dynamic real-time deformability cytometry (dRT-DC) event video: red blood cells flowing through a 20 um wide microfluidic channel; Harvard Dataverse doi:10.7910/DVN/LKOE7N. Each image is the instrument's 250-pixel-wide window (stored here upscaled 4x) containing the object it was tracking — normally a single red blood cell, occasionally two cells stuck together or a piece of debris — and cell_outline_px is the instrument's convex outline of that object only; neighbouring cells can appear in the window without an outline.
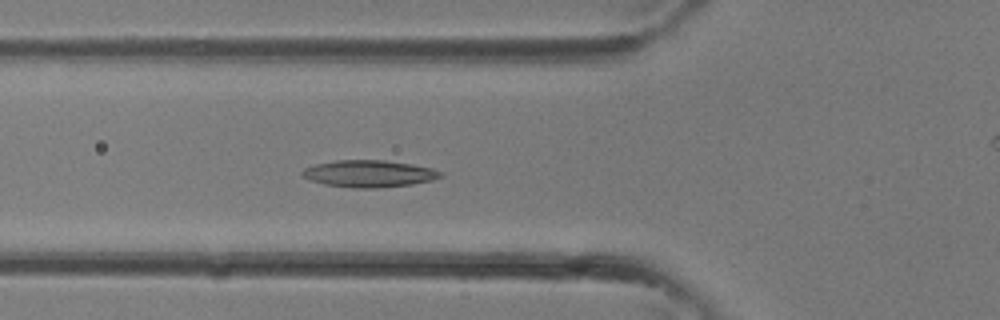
{"species": "common noctule bat (a hibernating species)", "species_latin": "Nyctalus noctula", "temperature_condition": "room temperature", "stored_images_in_passage": 30, "camera_frame_rate_fps": 3000, "um_per_image_px": 0.085, "animal": {"sex": "female"}, "frame": {"image": 1, "passage_image": 7, "time_ms": 2.0, "image_size_px": [1000, 320], "cell_outline_px": [[444, 176], [432, 180], [412, 184], [376, 188], [352, 188], [324, 184], [308, 180], [300, 176], [300, 172], [304, 168], [316, 164], [336, 160], [384, 160], [412, 164], [432, 168], [444, 172]], "centroid_in_image_um": [31.35, 14.76], "position_along_channel_um": 94.4, "area_um2": 21.96}}
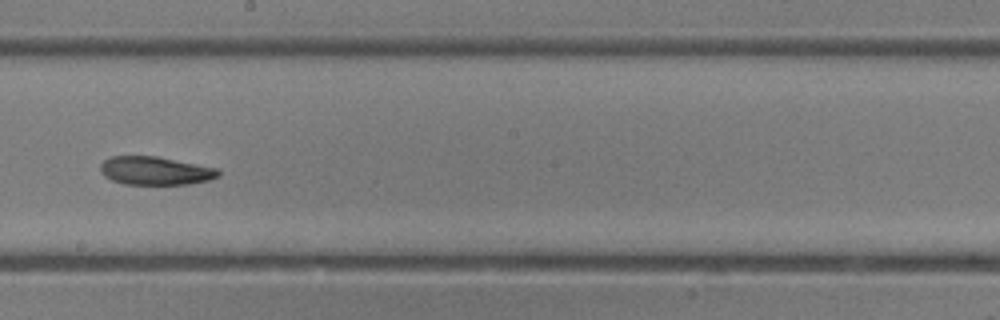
{"frame": {"image": 2, "passage_image": 14, "time_ms": 4.333, "image_size_px": [1000, 320], "cell_outline_px": [[220, 176], [208, 180], [188, 184], [124, 184], [112, 180], [104, 176], [100, 172], [100, 164], [104, 160], [112, 156], [156, 156], [220, 168]], "centroid_in_image_um": [13.21, 14.51], "position_along_channel_um": 235.0, "area_um2": 19.59}}
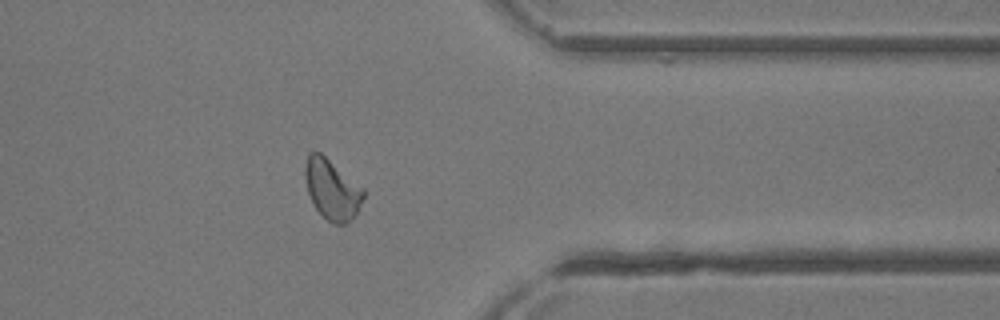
{"frame": {"image": 3, "passage_image": 22, "time_ms": 7.0, "image_size_px": [1000, 320], "cell_outline_px": [[364, 196], [356, 216], [348, 224], [332, 224], [312, 204], [308, 192], [304, 176], [304, 164], [308, 152], [320, 152], [364, 188]], "centroid_in_image_um": [28.22, 16.1], "position_along_channel_um": 383.2, "area_um2": 20.69}}